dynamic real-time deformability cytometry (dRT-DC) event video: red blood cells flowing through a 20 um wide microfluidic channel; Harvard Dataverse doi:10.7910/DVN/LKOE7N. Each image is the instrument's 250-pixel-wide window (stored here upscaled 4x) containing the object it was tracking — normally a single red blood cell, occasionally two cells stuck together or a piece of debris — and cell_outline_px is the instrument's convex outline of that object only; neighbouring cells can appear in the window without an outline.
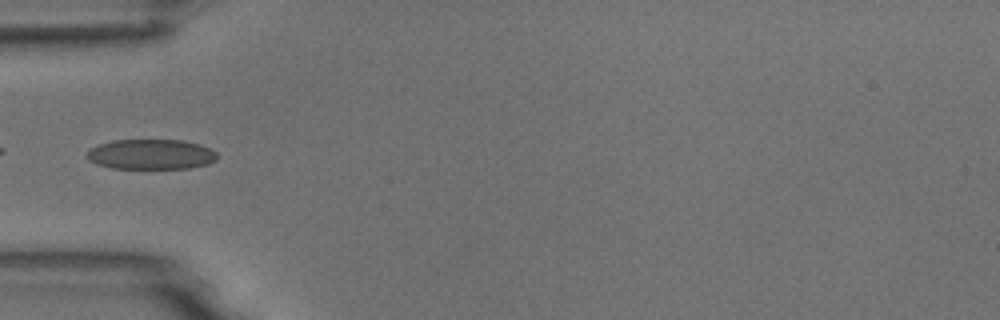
{"species": "common noctule bat (a hibernating species)", "species_latin": "Nyctalus noctula", "temperature_condition": "room temperature", "stored_images_in_passage": 8, "camera_frame_rate_fps": 3000, "um_per_image_px": 0.085, "animal": {"sex": "male", "body_mass_g": 18.8}, "frame": {"image": 1, "passage_image": 5, "time_ms": 1.333, "image_size_px": [1000, 320], "cell_outline_px": [[216, 160], [208, 164], [188, 168], [112, 168], [96, 164], [88, 160], [88, 148], [112, 140], [184, 140], [200, 144], [212, 148], [216, 152]], "centroid_in_image_um": [12.85, 13.11], "position_along_channel_um": 72.2, "area_um2": 22.95}}